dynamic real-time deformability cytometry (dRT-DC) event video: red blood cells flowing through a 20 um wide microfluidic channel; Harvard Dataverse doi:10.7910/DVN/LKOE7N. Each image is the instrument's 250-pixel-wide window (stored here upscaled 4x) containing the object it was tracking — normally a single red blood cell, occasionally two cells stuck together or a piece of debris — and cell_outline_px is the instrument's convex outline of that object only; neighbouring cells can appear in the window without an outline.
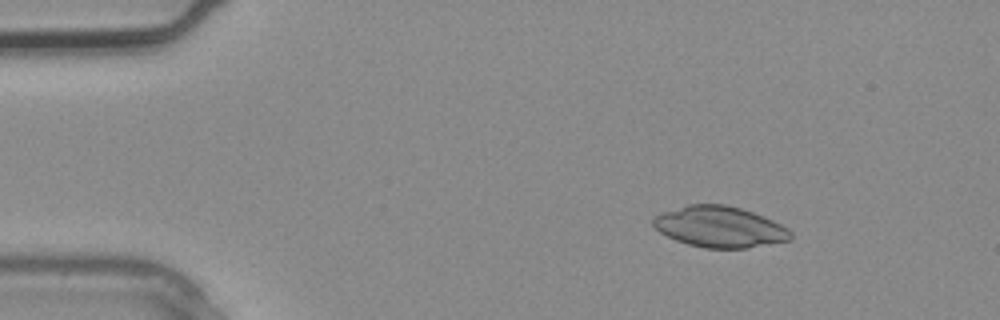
{"species": "common noctule bat (a hibernating species)", "species_latin": "Nyctalus noctula", "temperature_condition": "warm", "stored_images_in_passage": 1, "camera_frame_rate_fps": 3000, "um_per_image_px": 0.085, "animal": {"sex": "male", "body_mass_g": 20.4}, "frame": {"image": 1, "passage_image": 1, "time_ms": 0.0, "image_size_px": [1000, 320], "cell_outline_px": [[792, 240], [744, 248], [704, 248], [688, 244], [676, 240], [660, 232], [652, 224], [652, 220], [656, 216], [664, 212], [688, 204], [724, 204], [740, 208], [764, 216], [788, 228], [792, 232]], "centroid_in_image_um": [61.19, 19.28], "position_along_channel_um": 23.8, "area_um2": 32.66}}